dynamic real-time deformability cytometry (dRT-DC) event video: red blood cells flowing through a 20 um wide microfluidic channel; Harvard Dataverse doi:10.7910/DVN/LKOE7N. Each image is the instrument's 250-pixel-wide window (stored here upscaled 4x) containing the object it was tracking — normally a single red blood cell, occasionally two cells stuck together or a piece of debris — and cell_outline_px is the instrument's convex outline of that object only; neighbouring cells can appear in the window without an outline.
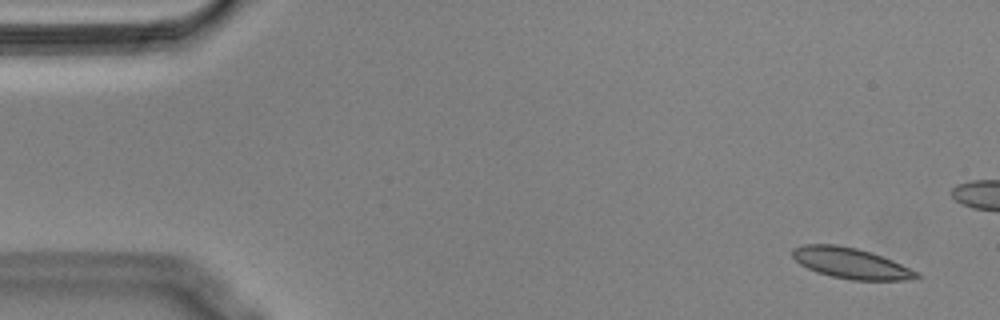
{"species": "Egyptian fruit bat (a non-hibernating species)", "species_latin": "Rousettus aegyptiacus", "temperature_condition": "cold", "stored_images_in_passage": 17, "camera_frame_rate_fps": 3000, "um_per_image_px": 0.085, "animal": {"sex": "male"}, "frame": {"image": 1, "passage_image": 3, "time_ms": 0.667, "image_size_px": [1000, 320], "cell_outline_px": [[920, 276], [908, 280], [852, 280], [832, 276], [816, 272], [800, 264], [792, 256], [792, 248], [804, 244], [836, 244], [856, 248], [872, 252], [892, 260], [920, 272]], "centroid_in_image_um": [72.32, 22.37], "position_along_channel_um": 12.7, "area_um2": 22.25}}